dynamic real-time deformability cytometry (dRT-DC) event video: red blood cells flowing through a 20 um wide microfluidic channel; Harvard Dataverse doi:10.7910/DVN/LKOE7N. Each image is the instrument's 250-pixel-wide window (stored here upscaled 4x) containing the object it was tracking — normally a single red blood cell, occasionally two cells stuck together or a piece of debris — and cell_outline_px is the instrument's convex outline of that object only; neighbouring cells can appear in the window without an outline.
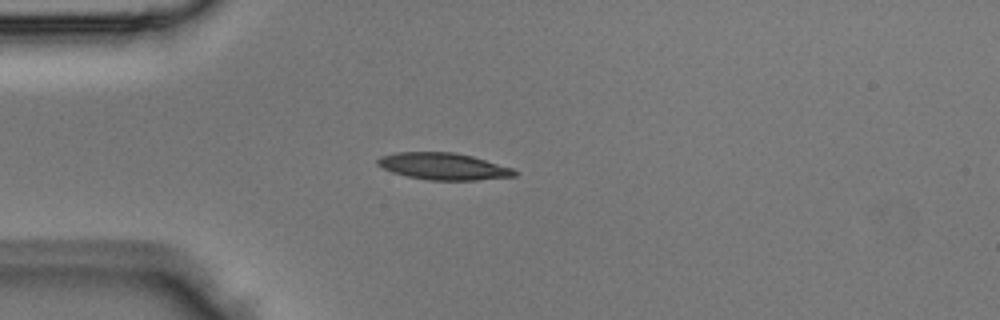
{"species": "Egyptian fruit bat (a non-hibernating species)", "species_latin": "Rousettus aegyptiacus", "temperature_condition": "room temperature", "stored_images_in_passage": 3, "camera_frame_rate_fps": 3000, "um_per_image_px": 0.085, "animal": {"sex": "male"}, "frame": {"image": 1, "passage_image": 3, "time_ms": 0.667, "image_size_px": [1000, 320], "cell_outline_px": [[516, 176], [476, 180], [428, 180], [408, 176], [392, 172], [376, 164], [376, 160], [380, 156], [396, 152], [452, 152], [472, 156], [512, 168], [516, 172]], "centroid_in_image_um": [37.66, 14.13], "position_along_channel_um": 47.3, "area_um2": 21.27}}